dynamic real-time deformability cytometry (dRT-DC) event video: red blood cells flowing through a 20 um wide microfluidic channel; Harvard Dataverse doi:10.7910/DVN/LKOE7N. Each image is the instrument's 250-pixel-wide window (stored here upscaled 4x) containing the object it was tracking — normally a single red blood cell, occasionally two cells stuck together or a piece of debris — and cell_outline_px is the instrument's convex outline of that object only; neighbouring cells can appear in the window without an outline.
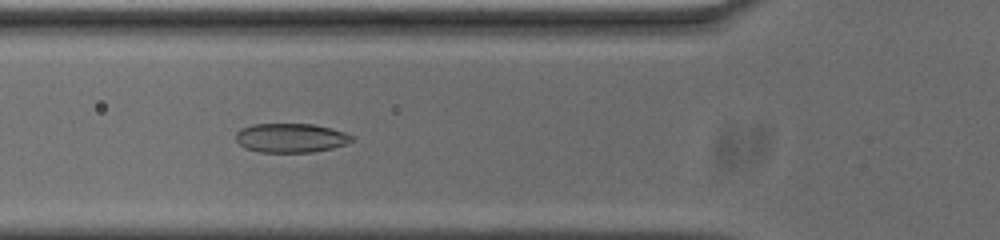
{"species": "common noctule bat (a hibernating species)", "species_latin": "Nyctalus noctula", "temperature_condition": "cold", "stored_images_in_passage": 31, "camera_frame_rate_fps": 3000, "um_per_image_px": 0.085, "animal": {"sex": "male", "body_mass_g": 20.0, "forearm_length_mm": 53.3}, "frame": {"image": 1, "passage_image": 17, "time_ms": 5.333, "image_size_px": [1000, 240], "cell_outline_px": [[356, 136], [352, 140], [344, 144], [332, 148], [312, 152], [260, 152], [244, 148], [236, 140], [236, 132], [240, 128], [252, 124], [312, 124], [344, 132]], "centroid_in_image_um": [24.68, 11.72], "position_along_channel_um": 101.1, "area_um2": 19.65}}
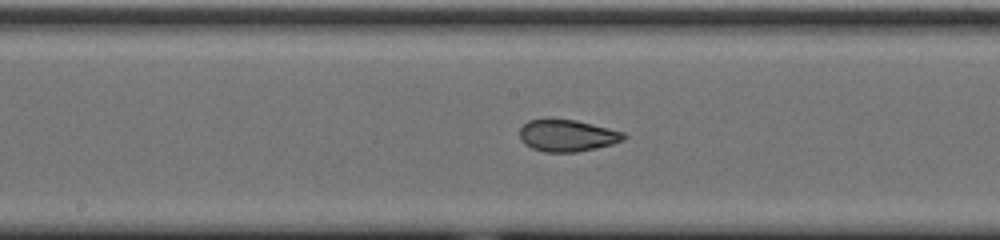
{"frame": {"image": 2, "passage_image": 25, "time_ms": 8.0, "image_size_px": [1000, 240], "cell_outline_px": [[628, 136], [624, 140], [612, 144], [596, 148], [576, 152], [544, 152], [532, 148], [524, 144], [520, 140], [520, 128], [528, 120], [548, 116], [576, 120], [624, 132]], "centroid_in_image_um": [48.18, 11.49], "position_along_channel_um": 200.0, "area_um2": 19.88}}
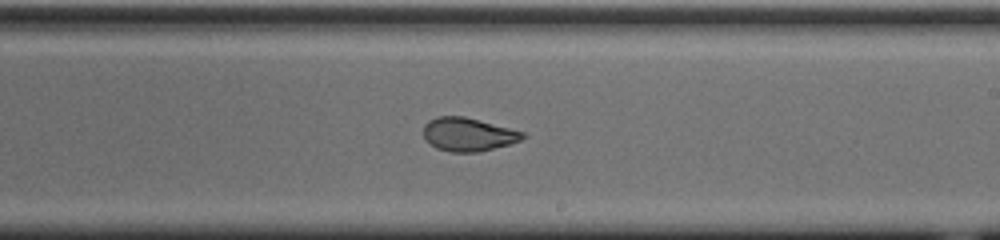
{"frame": {"image": 3, "passage_image": 29, "time_ms": 9.333, "image_size_px": [1000, 240], "cell_outline_px": [[528, 136], [520, 140], [508, 144], [476, 152], [452, 152], [436, 148], [424, 136], [424, 124], [428, 120], [436, 116], [464, 116], [524, 132]], "centroid_in_image_um": [39.78, 11.41], "position_along_channel_um": 249.2, "area_um2": 19.07}}